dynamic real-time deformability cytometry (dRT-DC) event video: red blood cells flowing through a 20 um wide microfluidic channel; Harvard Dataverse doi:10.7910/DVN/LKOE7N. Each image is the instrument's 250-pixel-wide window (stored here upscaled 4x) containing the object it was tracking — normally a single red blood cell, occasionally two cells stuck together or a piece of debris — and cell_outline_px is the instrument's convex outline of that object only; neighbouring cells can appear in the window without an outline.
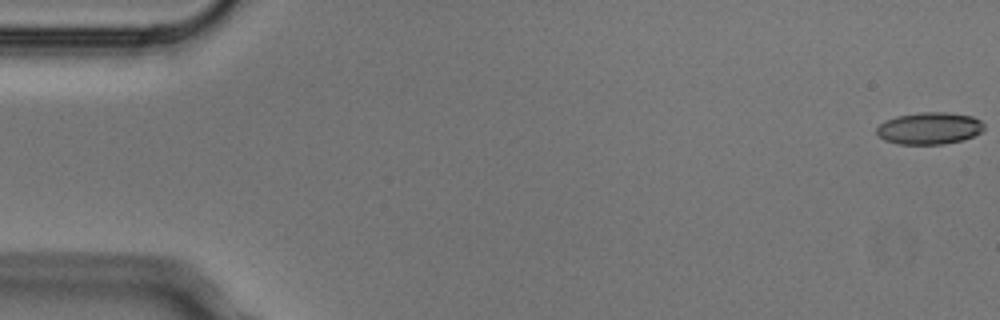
{"species": "Egyptian fruit bat (a non-hibernating species)", "species_latin": "Rousettus aegyptiacus", "temperature_condition": "cold", "stored_images_in_passage": 4, "camera_frame_rate_fps": 3000, "um_per_image_px": 0.085, "animal": {"sex": "male"}, "frame": {"image": 1, "passage_image": 1, "time_ms": 0.0, "image_size_px": [1000, 320], "cell_outline_px": [[984, 128], [980, 132], [972, 136], [960, 140], [940, 144], [900, 144], [884, 140], [876, 132], [876, 128], [884, 120], [896, 116], [920, 112], [948, 112], [972, 116], [980, 120], [984, 124]], "centroid_in_image_um": [78.97, 10.89], "position_along_channel_um": 6.0, "area_um2": 19.94}}
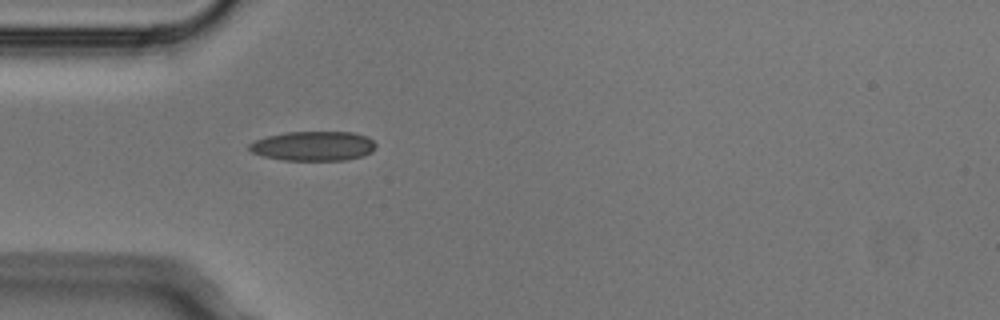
{"frame": {"image": 2, "passage_image": 4, "time_ms": 1.0, "image_size_px": [1000, 320], "cell_outline_px": [[376, 148], [372, 152], [364, 156], [344, 160], [284, 160], [264, 156], [252, 152], [248, 148], [248, 144], [256, 140], [268, 136], [288, 132], [352, 132], [368, 136], [376, 144]], "centroid_in_image_um": [26.68, 12.41], "position_along_channel_um": 58.3, "area_um2": 21.79}}